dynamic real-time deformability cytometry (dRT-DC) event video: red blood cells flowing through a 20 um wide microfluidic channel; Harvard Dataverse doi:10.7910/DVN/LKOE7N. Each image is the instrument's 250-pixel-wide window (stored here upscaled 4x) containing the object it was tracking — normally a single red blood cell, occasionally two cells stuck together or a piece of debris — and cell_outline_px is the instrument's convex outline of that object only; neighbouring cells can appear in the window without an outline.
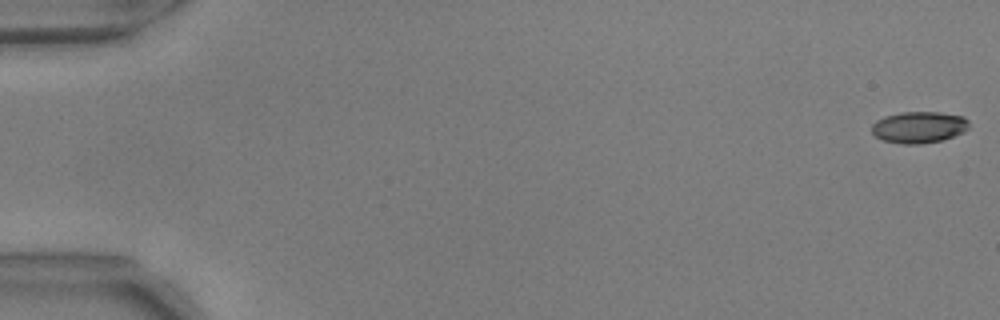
{"species": "common noctule bat (a hibernating species)", "species_latin": "Nyctalus noctula", "temperature_condition": "warm", "stored_images_in_passage": 55, "camera_frame_rate_fps": 3000, "um_per_image_px": 0.085, "animal": {"sex": "male", "body_mass_g": 17.9, "forearm_length_mm": 54.2}, "frame": {"image": 1, "passage_image": 1, "time_ms": 0.0, "image_size_px": [1000, 320], "cell_outline_px": [[968, 128], [964, 132], [940, 140], [920, 144], [904, 144], [884, 140], [876, 136], [872, 132], [872, 124], [876, 120], [884, 116], [900, 112], [940, 112], [964, 116], [968, 120]], "centroid_in_image_um": [78.11, 10.8], "position_along_channel_um": 6.9, "area_um2": 17.8}}
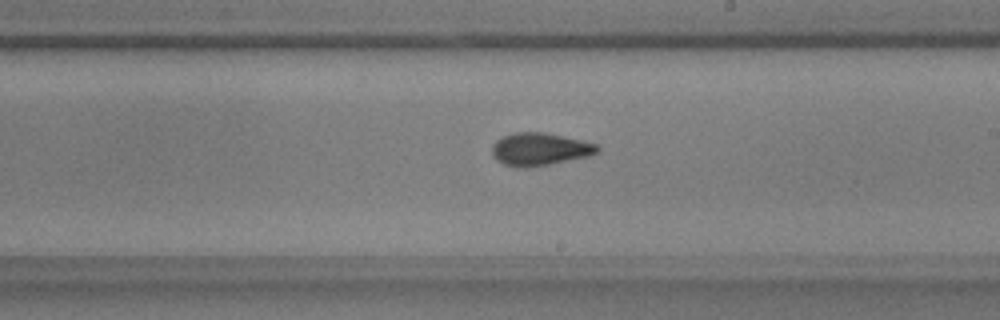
{"frame": {"image": 2, "passage_image": 33, "time_ms": 10.667, "image_size_px": [1000, 320], "cell_outline_px": [[600, 148], [596, 152], [588, 156], [528, 168], [516, 168], [504, 164], [496, 160], [492, 156], [492, 144], [496, 140], [504, 136], [516, 132], [544, 132], [580, 140], [596, 144]], "centroid_in_image_um": [45.82, 12.69], "position_along_channel_um": 243.2, "area_um2": 19.94}}
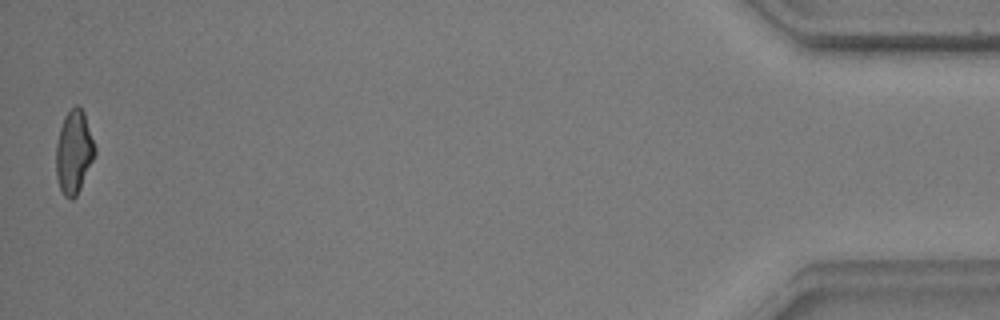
{"frame": {"image": 3, "passage_image": 55, "time_ms": 18.0, "image_size_px": [1000, 320], "cell_outline_px": [[96, 152], [80, 188], [76, 196], [72, 200], [64, 196], [60, 188], [56, 176], [56, 144], [60, 128], [64, 116], [76, 104], [84, 112], [96, 148]], "centroid_in_image_um": [6.27, 12.92], "position_along_channel_um": 428.9, "area_um2": 18.67}, "authors_computed_cell_mechanics": {"area_um2": 19.1318, "velocity_mm_per_s": 3.7106, "shape_relaxation_time_tau1_ms": 6.1094, "shape_relaxation_time_tau2_ms": 1.8304, "deformation_change_tau1": 0.1624, "deformation_change_tau2": 0.0736}}